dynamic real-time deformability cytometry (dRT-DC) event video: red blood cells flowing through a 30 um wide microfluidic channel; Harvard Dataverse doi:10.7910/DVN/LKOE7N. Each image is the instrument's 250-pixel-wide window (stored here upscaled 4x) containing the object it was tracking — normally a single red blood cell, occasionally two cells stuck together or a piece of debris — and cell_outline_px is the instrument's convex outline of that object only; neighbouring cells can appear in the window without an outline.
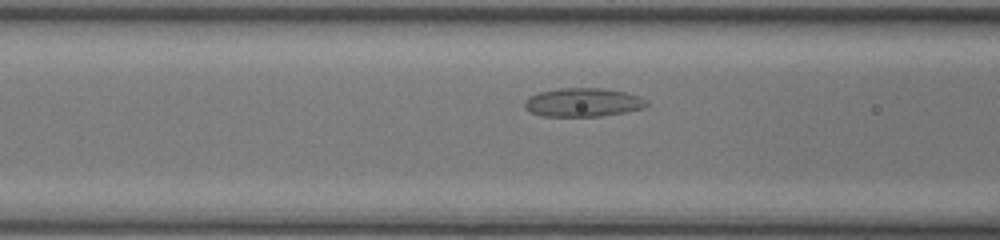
{"species": "common noctule bat (a hibernating species)", "species_latin": "Nyctalus noctula", "temperature_condition": "room temperature", "stored_images_in_passage": 11, "camera_frame_rate_fps": 3000, "um_per_image_px": 0.085, "animal": {"sex": "female", "body_mass_g": 17.0, "forearm_length_mm": 48.0}, "frame": {"image": 1, "passage_image": 10, "time_ms": 3.0, "image_size_px": [1000, 240], "cell_outline_px": [[648, 104], [644, 108], [624, 112], [600, 116], [544, 116], [532, 112], [524, 108], [524, 100], [528, 96], [540, 92], [556, 88], [600, 88], [624, 92], [640, 96], [648, 100]], "centroid_in_image_um": [49.54, 8.69], "position_along_channel_um": 117.1, "area_um2": 20.4}}